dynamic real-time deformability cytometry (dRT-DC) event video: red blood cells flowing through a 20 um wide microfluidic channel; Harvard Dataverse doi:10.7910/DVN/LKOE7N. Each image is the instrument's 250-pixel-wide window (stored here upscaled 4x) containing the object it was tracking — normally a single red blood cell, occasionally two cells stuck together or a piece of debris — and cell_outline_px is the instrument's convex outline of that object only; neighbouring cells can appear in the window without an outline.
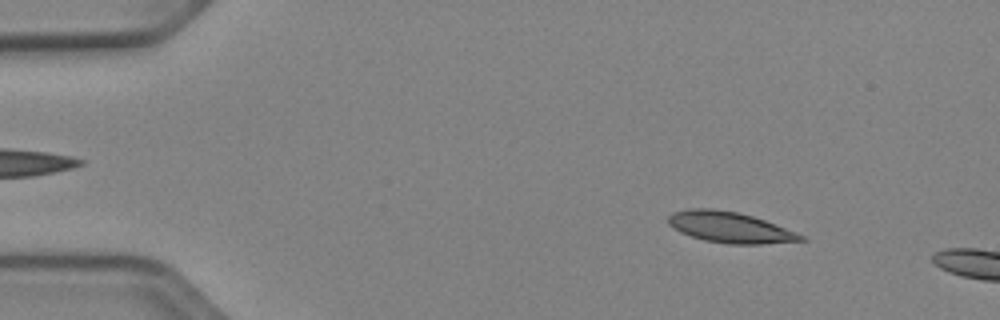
{"species": "Egyptian fruit bat (a non-hibernating species)", "species_latin": "Rousettus aegyptiacus", "temperature_condition": "cold", "stored_images_in_passage": 50, "camera_frame_rate_fps": 3000, "um_per_image_px": 0.085, "animal": {"sex": "female"}, "frame": {"image": 1, "passage_image": 6, "time_ms": 1.667, "image_size_px": [1000, 320], "cell_outline_px": [[808, 240], [760, 244], [728, 244], [704, 240], [680, 232], [668, 224], [668, 216], [672, 212], [688, 208], [712, 208], [740, 212], [764, 220], [796, 232], [804, 236]], "centroid_in_image_um": [62.02, 19.31], "position_along_channel_um": 23.0, "area_um2": 23.87}}
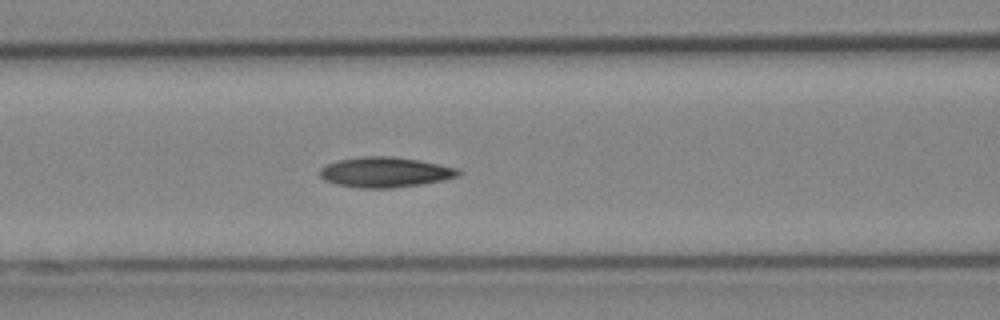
{"frame": {"image": 2, "passage_image": 21, "time_ms": 6.667, "image_size_px": [1000, 320], "cell_outline_px": [[460, 172], [456, 176], [444, 180], [420, 184], [392, 188], [360, 188], [336, 184], [324, 180], [320, 176], [320, 168], [336, 160], [364, 156], [392, 156], [420, 160], [460, 168]], "centroid_in_image_um": [32.73, 14.63], "position_along_channel_um": 133.9, "area_um2": 24.45}}
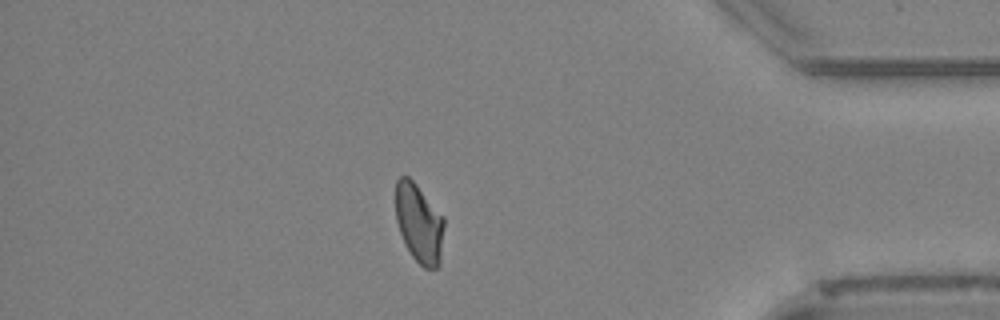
{"frame": {"image": 3, "passage_image": 44, "time_ms": 14.333, "image_size_px": [1000, 320], "cell_outline_px": [[444, 224], [440, 264], [436, 268], [424, 268], [412, 256], [400, 232], [396, 220], [396, 180], [400, 176], [408, 176], [416, 184], [444, 216]], "centroid_in_image_um": [35.63, 18.96], "position_along_channel_um": 399.6, "area_um2": 22.2}, "authors_computed_cell_mechanics": {"area_um2": 23.0911, "velocity_mm_per_s": 3.9013, "shape_relaxation_time_tau1_ms": 7.8124, "shape_relaxation_time_tau2_ms": 4.4052, "deformation_change_tau1": 0.1706, "deformation_change_tau2": 0.1056}}